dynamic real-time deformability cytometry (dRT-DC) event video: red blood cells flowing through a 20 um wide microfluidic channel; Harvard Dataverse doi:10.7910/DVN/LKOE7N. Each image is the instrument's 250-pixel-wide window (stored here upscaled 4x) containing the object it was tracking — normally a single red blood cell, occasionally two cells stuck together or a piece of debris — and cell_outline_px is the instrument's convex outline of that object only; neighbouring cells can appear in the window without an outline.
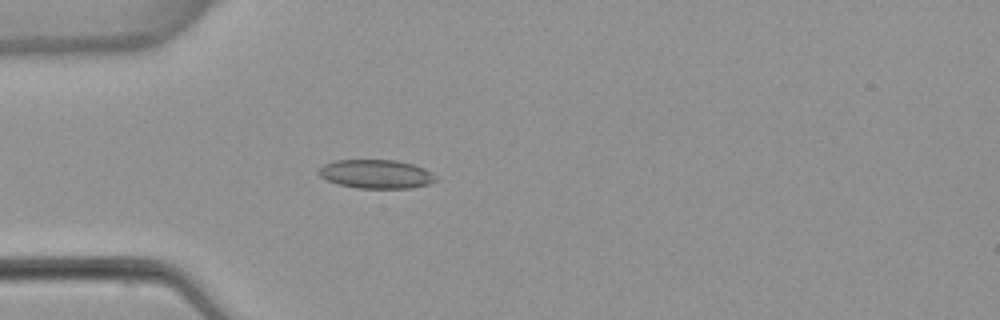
{"species": "common noctule bat (a hibernating species)", "species_latin": "Nyctalus noctula", "temperature_condition": "warm", "stored_images_in_passage": 5, "camera_frame_rate_fps": 3000, "um_per_image_px": 0.085, "animal": {"sex": "female", "body_mass_g": 22.7, "forearm_length_mm": 54.2}, "frame": {"image": 1, "passage_image": 5, "time_ms": 4.667, "image_size_px": [1000, 320], "cell_outline_px": [[440, 180], [428, 184], [412, 188], [356, 188], [336, 184], [320, 176], [316, 172], [324, 164], [336, 160], [396, 160], [412, 164], [424, 168], [436, 176]], "centroid_in_image_um": [31.98, 14.8], "position_along_channel_um": 53.0, "area_um2": 19.77}}